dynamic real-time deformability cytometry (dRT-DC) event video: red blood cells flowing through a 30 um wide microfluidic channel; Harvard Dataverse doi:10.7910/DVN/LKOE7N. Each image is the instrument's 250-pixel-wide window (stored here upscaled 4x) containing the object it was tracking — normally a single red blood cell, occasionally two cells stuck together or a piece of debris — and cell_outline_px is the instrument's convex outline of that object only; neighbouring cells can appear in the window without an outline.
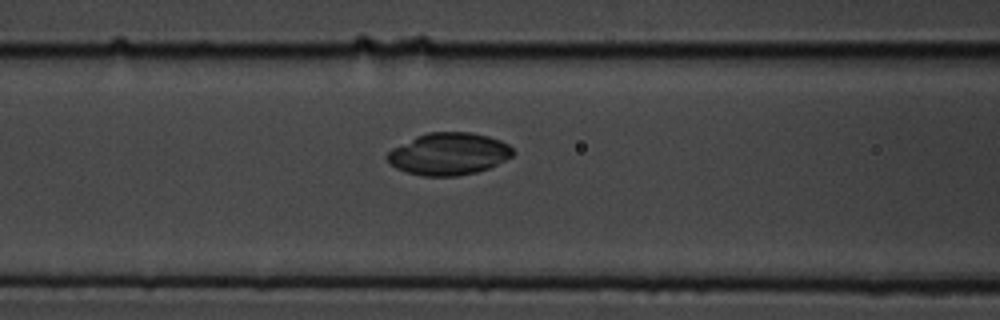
{"species": "common noctule bat (a hibernating species)", "species_latin": "Nyctalus noctula", "temperature_condition": "cold", "stored_images_in_passage": 59, "camera_frame_rate_fps": 3000, "um_per_image_px": 0.085, "animal": {"sex": "male", "body_mass_g": 19.5, "forearm_length_mm": 54.6}, "frame": {"image": 1, "passage_image": 25, "time_ms": 8.0, "image_size_px": [1000, 320], "cell_outline_px": [[516, 152], [512, 156], [488, 168], [476, 172], [456, 176], [424, 176], [408, 172], [396, 168], [388, 160], [388, 152], [392, 148], [416, 136], [428, 132], [472, 132], [488, 136], [500, 140], [508, 144]], "centroid_in_image_um": [38.16, 13.07], "position_along_channel_um": 128.4, "area_um2": 30.69}}
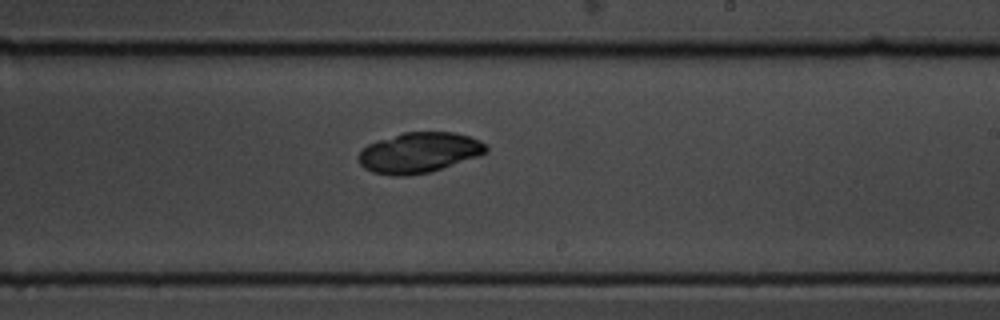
{"frame": {"image": 2, "passage_image": 36, "time_ms": 11.667, "image_size_px": [1000, 320], "cell_outline_px": [[488, 152], [480, 156], [428, 172], [408, 176], [392, 176], [372, 172], [364, 168], [360, 164], [356, 156], [368, 144], [376, 140], [404, 132], [452, 132], [468, 136], [480, 140], [488, 148]], "centroid_in_image_um": [35.6, 12.97], "position_along_channel_um": 253.4, "area_um2": 30.11}}
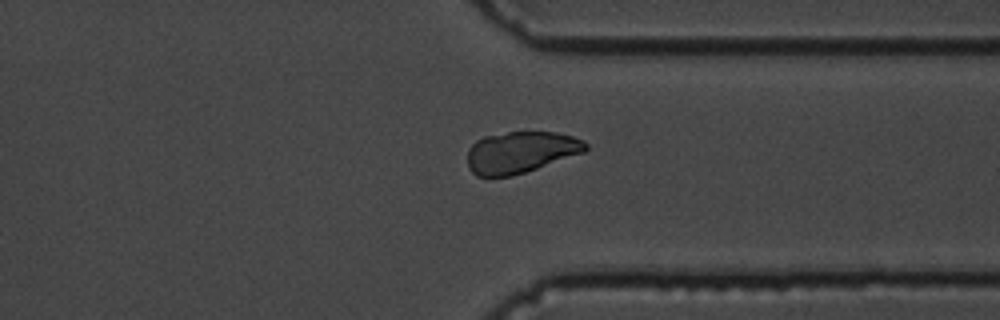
{"frame": {"image": 3, "passage_image": 46, "time_ms": 15.0, "image_size_px": [1000, 320], "cell_outline_px": [[588, 148], [584, 152], [512, 176], [476, 176], [468, 168], [468, 148], [476, 140], [484, 136], [508, 132], [556, 132], [572, 136], [584, 140], [588, 144]], "centroid_in_image_um": [44.24, 12.93], "position_along_channel_um": 367.2, "area_um2": 28.5}}